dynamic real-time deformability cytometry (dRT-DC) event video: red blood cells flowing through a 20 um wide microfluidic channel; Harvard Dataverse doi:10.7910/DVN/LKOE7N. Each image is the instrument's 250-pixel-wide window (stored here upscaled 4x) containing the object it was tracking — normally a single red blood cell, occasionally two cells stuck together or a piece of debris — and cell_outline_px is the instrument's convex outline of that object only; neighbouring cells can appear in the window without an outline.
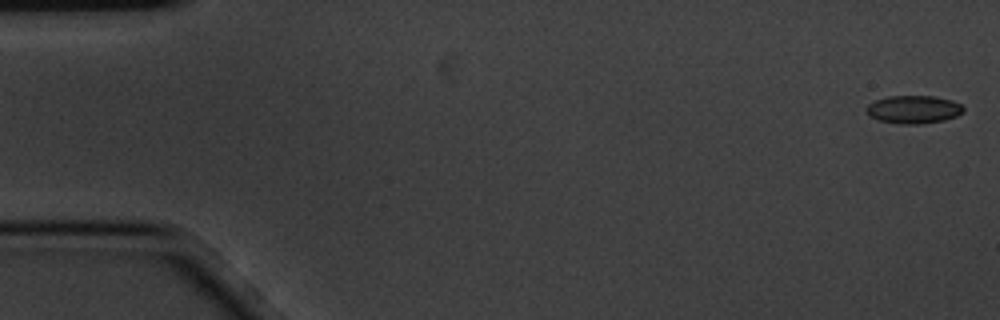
{"species": "common noctule bat (a hibernating species)", "species_latin": "Nyctalus noctula", "temperature_condition": "cold", "stored_images_in_passage": 7, "camera_frame_rate_fps": 3000, "um_per_image_px": 0.085, "animal": {"sex": "male", "body_mass_g": 20.1, "forearm_length_mm": 53.5}, "frame": {"image": 1, "passage_image": 1, "time_ms": 0.0, "image_size_px": [1000, 320], "cell_outline_px": [[964, 112], [956, 116], [944, 120], [920, 124], [900, 124], [880, 120], [868, 116], [868, 104], [876, 100], [888, 96], [932, 96], [952, 100], [960, 104], [964, 108]], "centroid_in_image_um": [77.68, 9.3], "position_along_channel_um": 7.3, "area_um2": 15.72}}
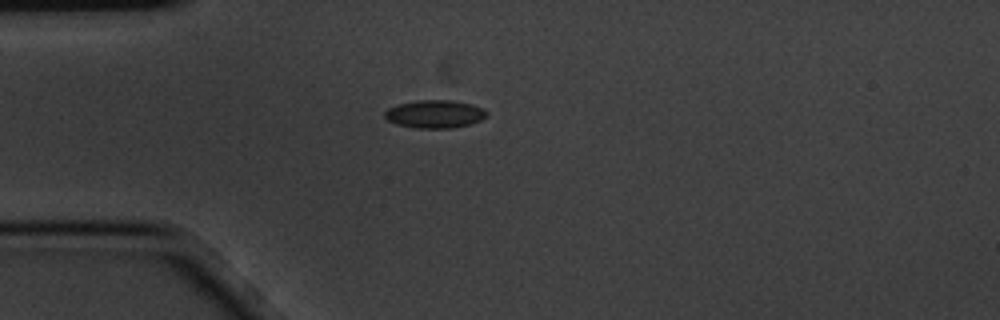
{"frame": {"image": 2, "passage_image": 5, "time_ms": 1.333, "image_size_px": [1000, 320], "cell_outline_px": [[488, 116], [480, 120], [468, 124], [452, 128], [416, 128], [396, 124], [388, 120], [384, 116], [384, 112], [388, 108], [400, 104], [416, 100], [452, 100], [472, 104], [484, 108], [488, 112]], "centroid_in_image_um": [36.98, 9.69], "position_along_channel_um": 48.0, "area_um2": 16.65}}
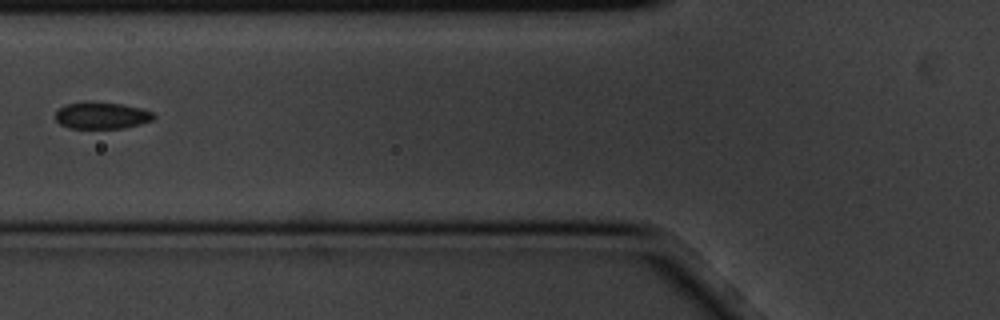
{"frame": {"image": 3, "passage_image": 7, "time_ms": 2.0, "image_size_px": [1000, 320], "cell_outline_px": [[156, 116], [152, 120], [140, 124], [124, 128], [68, 128], [60, 124], [56, 120], [56, 112], [64, 104], [88, 100], [124, 104], [140, 108], [152, 112]], "centroid_in_image_um": [8.62, 9.79], "position_along_channel_um": 117.2, "area_um2": 15.61}}